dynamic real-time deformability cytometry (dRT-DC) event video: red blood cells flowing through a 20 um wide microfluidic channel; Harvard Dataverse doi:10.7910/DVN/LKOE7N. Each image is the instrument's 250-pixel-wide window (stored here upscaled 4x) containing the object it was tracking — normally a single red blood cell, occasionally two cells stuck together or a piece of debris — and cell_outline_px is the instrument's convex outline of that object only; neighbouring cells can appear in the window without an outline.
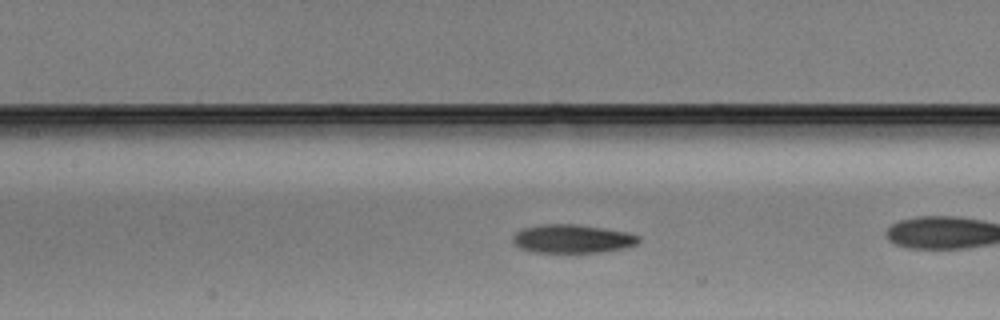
{"species": "Egyptian fruit bat (a non-hibernating species)", "species_latin": "Rousettus aegyptiacus", "temperature_condition": "warm", "stored_images_in_passage": 32, "camera_frame_rate_fps": 3000, "um_per_image_px": 0.085, "animal": {"sex": "male"}, "frame": {"image": 1, "passage_image": 14, "time_ms": 4.333, "image_size_px": [1000, 320], "cell_outline_px": [[640, 240], [636, 244], [620, 248], [600, 252], [532, 252], [520, 248], [512, 240], [512, 236], [516, 232], [524, 228], [544, 224], [576, 224], [624, 232], [640, 236]], "centroid_in_image_um": [48.6, 20.29], "position_along_channel_um": 158.8, "area_um2": 20.52}}
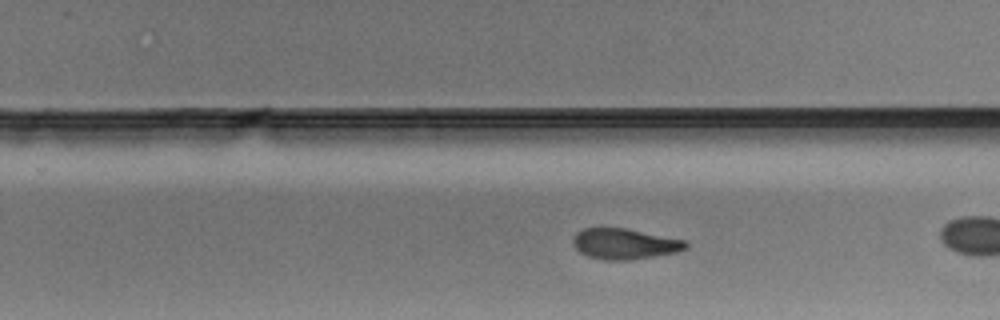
{"frame": {"image": 2, "passage_image": 23, "time_ms": 7.333, "image_size_px": [1000, 320], "cell_outline_px": [[688, 248], [676, 252], [628, 260], [608, 260], [588, 256], [580, 252], [572, 244], [572, 236], [576, 232], [584, 228], [628, 228], [688, 240]], "centroid_in_image_um": [53.11, 20.71], "position_along_channel_um": 276.7, "area_um2": 20.35}}